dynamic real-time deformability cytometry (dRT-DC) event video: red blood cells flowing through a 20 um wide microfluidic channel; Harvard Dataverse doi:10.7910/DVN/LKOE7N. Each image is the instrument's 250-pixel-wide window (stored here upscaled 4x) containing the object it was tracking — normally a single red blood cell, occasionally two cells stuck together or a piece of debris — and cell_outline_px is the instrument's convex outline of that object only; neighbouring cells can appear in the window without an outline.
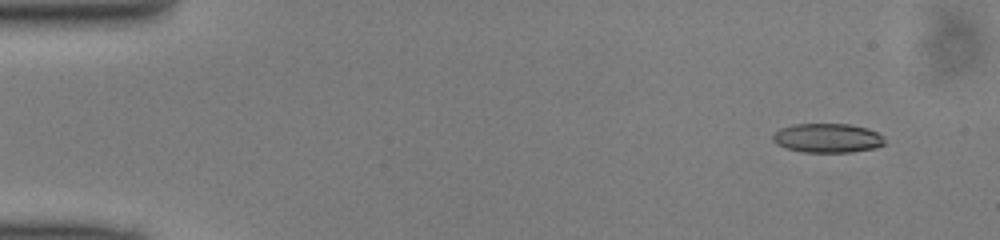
{"species": "common noctule bat (a hibernating species)", "species_latin": "Nyctalus noctula", "temperature_condition": "cold", "stored_images_in_passage": 46, "camera_frame_rate_fps": 3000, "um_per_image_px": 0.085, "animal": {"sex": "male", "body_mass_g": 13.0, "forearm_length_mm": 53.1}, "frame": {"image": 1, "passage_image": 1, "time_ms": 0.0, "image_size_px": [1000, 240], "cell_outline_px": [[884, 144], [876, 148], [852, 152], [804, 152], [788, 148], [776, 144], [772, 140], [772, 136], [780, 128], [792, 124], [848, 124], [868, 128], [884, 136]], "centroid_in_image_um": [70.35, 11.73], "position_along_channel_um": 14.7, "area_um2": 19.07}}
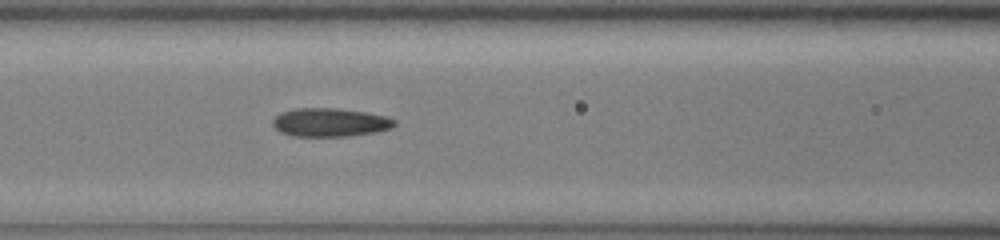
{"frame": {"image": 2, "passage_image": 18, "time_ms": 5.667, "image_size_px": [1000, 240], "cell_outline_px": [[396, 124], [392, 128], [376, 132], [348, 136], [292, 136], [280, 132], [272, 124], [272, 120], [280, 112], [296, 108], [336, 108], [364, 112], [388, 116], [396, 120]], "centroid_in_image_um": [28.06, 10.4], "position_along_channel_um": 138.5, "area_um2": 20.35}}
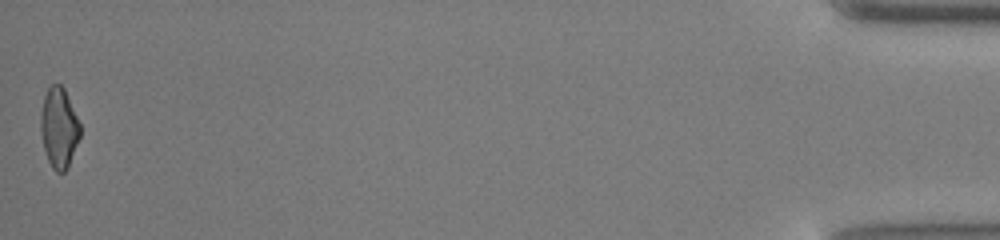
{"frame": {"image": 3, "passage_image": 46, "time_ms": 15.0, "image_size_px": [1000, 240], "cell_outline_px": [[80, 136], [68, 168], [64, 172], [56, 172], [52, 168], [48, 160], [44, 148], [40, 128], [40, 112], [44, 96], [48, 88], [52, 84], [60, 84], [64, 88], [80, 124]], "centroid_in_image_um": [5.0, 10.87], "position_along_channel_um": 430.2, "area_um2": 18.38}}